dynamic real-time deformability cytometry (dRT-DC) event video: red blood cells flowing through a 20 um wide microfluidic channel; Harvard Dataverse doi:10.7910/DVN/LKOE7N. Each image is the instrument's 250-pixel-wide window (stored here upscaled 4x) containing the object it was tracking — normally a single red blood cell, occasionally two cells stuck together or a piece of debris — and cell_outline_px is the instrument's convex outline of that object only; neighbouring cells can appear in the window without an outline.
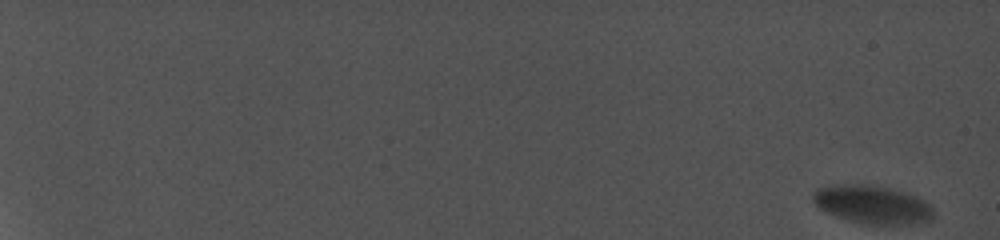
{"species": "common noctule bat (a hibernating species)", "species_latin": "Nyctalus noctula", "temperature_condition": "cold", "stored_images_in_passage": 77, "camera_frame_rate_fps": 5000, "um_per_image_px": 0.085, "animal": {"sex": "female", "body_mass_g": 19.0, "forearm_length_mm": 56.7}, "frame": {"image": 1, "passage_image": 1, "time_ms": 0.0, "image_size_px": [1000, 240], "cell_outline_px": [[936, 216], [932, 220], [912, 224], [864, 224], [848, 220], [836, 216], [820, 208], [812, 200], [812, 196], [816, 188], [832, 184], [868, 184], [888, 188], [904, 192], [916, 196], [928, 204], [932, 208]], "centroid_in_image_um": [74.14, 17.38], "position_along_channel_um": 10.9, "area_um2": 26.93}}
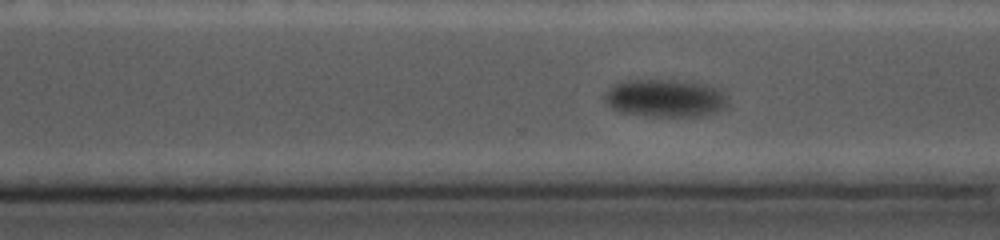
{"frame": {"image": 2, "passage_image": 63, "time_ms": 17.2, "image_size_px": [1000, 240], "cell_outline_px": [[728, 104], [724, 108], [716, 112], [696, 116], [652, 116], [616, 112], [604, 100], [604, 92], [612, 84], [624, 80], [684, 80], [708, 84], [724, 92], [728, 96]], "centroid_in_image_um": [56.53, 8.33], "position_along_channel_um": 314.1, "area_um2": 27.63}}
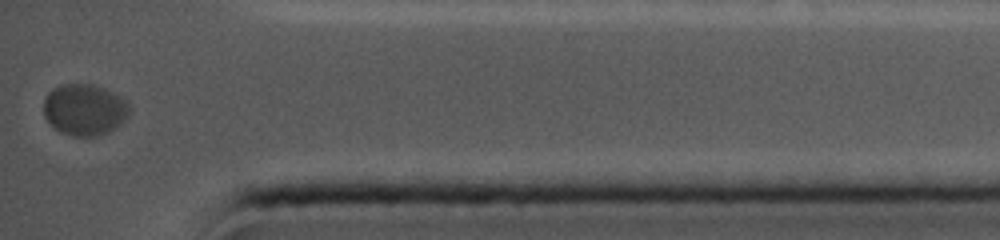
{"frame": {"image": 3, "passage_image": 77, "time_ms": 20.6, "image_size_px": [1000, 240], "cell_outline_px": [[132, 108], [128, 116], [120, 124], [108, 132], [100, 136], [72, 136], [60, 132], [44, 116], [44, 100], [48, 92], [52, 88], [60, 84], [92, 84], [104, 88], [120, 96]], "centroid_in_image_um": [7.19, 9.31], "position_along_channel_um": 428.0, "area_um2": 25.78}, "authors_computed_cell_mechanics": {"area_um2": 28.033, "velocity_mm_per_s": 3.4511, "shape_relaxation_time_tau1_ms": 3.3405, "shape_relaxation_time_tau2_ms": null, "deformation_change_tau1": 0.0874, "deformation_change_tau2": null}}